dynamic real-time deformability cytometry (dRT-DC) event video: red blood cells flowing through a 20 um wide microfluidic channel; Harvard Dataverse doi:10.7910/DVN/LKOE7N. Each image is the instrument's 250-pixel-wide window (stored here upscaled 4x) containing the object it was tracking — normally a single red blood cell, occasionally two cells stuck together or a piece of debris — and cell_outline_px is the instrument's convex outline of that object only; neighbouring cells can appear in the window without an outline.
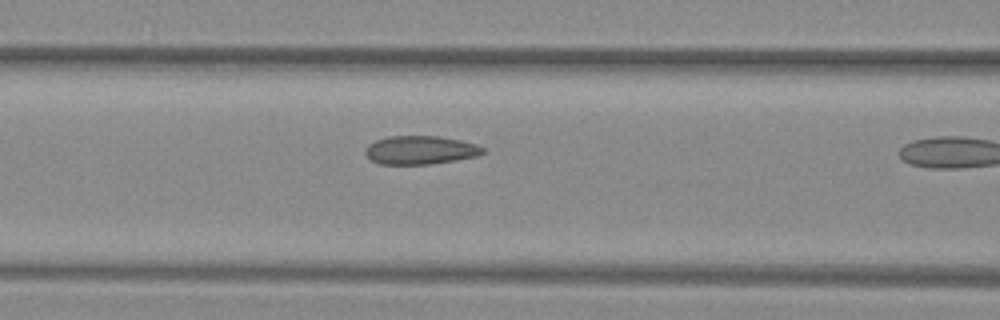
{"species": "common noctule bat (a hibernating species)", "species_latin": "Nyctalus noctula", "temperature_condition": "warm", "stored_images_in_passage": 11, "camera_frame_rate_fps": 3000, "um_per_image_px": 0.085, "animal": {"sex": "female", "body_mass_g": 29.2, "forearm_length_mm": 56.3}, "frame": {"image": 1, "passage_image": 10, "time_ms": 3.0, "image_size_px": [1000, 320], "cell_outline_px": [[484, 152], [476, 156], [456, 160], [432, 164], [380, 164], [372, 160], [364, 152], [364, 148], [368, 144], [376, 140], [388, 136], [440, 136], [460, 140], [476, 144], [484, 148]], "centroid_in_image_um": [35.71, 12.75], "position_along_channel_um": 130.9, "area_um2": 19.54}}